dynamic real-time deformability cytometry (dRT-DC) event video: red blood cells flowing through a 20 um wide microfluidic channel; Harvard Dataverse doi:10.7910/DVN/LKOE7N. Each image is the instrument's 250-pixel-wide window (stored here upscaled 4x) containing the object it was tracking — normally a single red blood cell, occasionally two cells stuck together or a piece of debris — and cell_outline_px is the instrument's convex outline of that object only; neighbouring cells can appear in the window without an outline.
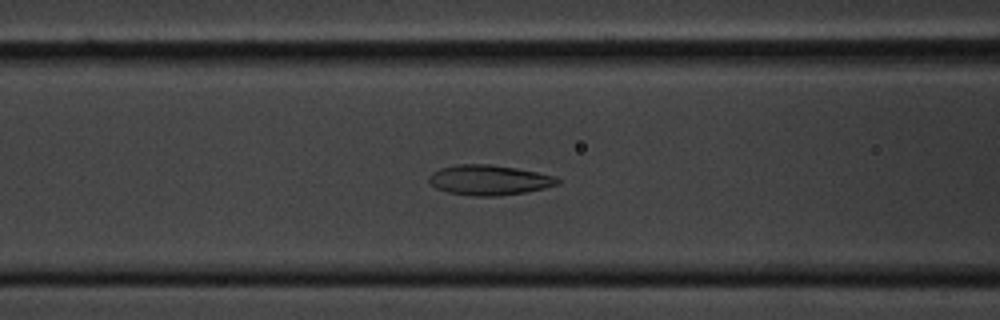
{"species": "common noctule bat (a hibernating species)", "species_latin": "Nyctalus noctula", "temperature_condition": "cold", "stored_images_in_passage": 52, "camera_frame_rate_fps": 3000, "um_per_image_px": 0.085, "animal": {"sex": "male", "body_mass_g": 20.1, "forearm_length_mm": 53.5}, "frame": {"image": 1, "passage_image": 21, "time_ms": 6.667, "image_size_px": [1000, 320], "cell_outline_px": [[560, 184], [544, 188], [524, 192], [496, 196], [472, 196], [448, 192], [436, 188], [428, 180], [428, 176], [432, 172], [440, 168], [460, 164], [488, 164], [516, 168], [556, 176], [560, 180]], "centroid_in_image_um": [41.57, 15.3], "position_along_channel_um": 125.0, "area_um2": 22.48}}
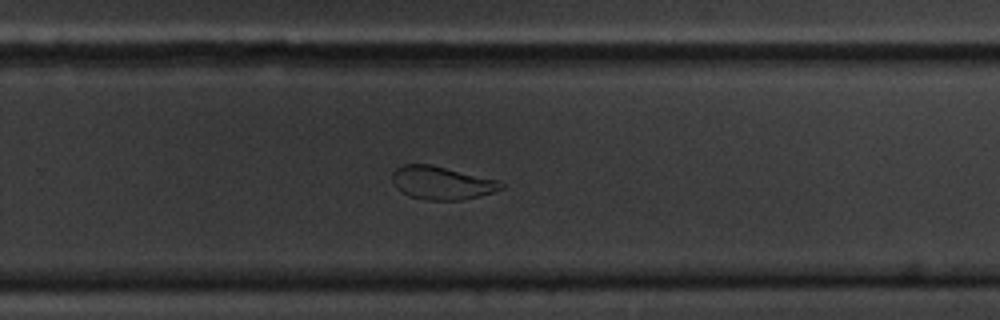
{"frame": {"image": 2, "passage_image": 35, "time_ms": 11.333, "image_size_px": [1000, 320], "cell_outline_px": [[504, 188], [480, 196], [460, 200], [428, 200], [408, 196], [396, 188], [392, 180], [392, 172], [400, 164], [428, 164], [500, 180], [504, 184]], "centroid_in_image_um": [37.53, 15.54], "position_along_channel_um": 292.3, "area_um2": 21.1}}
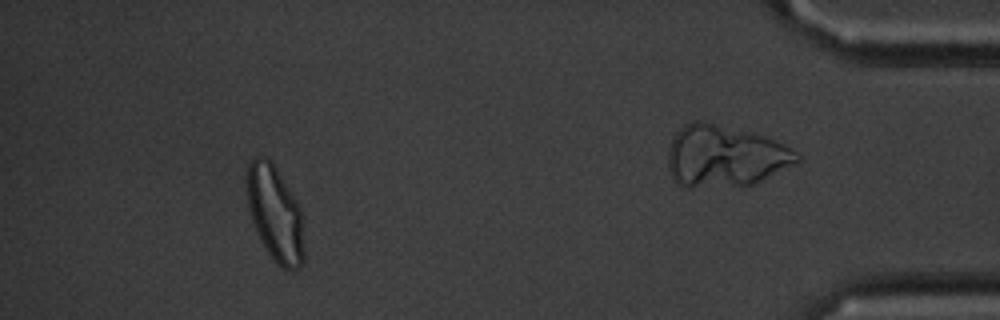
{"frame": {"image": 3, "passage_image": 50, "time_ms": 16.333, "image_size_px": [1000, 320], "cell_outline_px": [[304, 264], [300, 268], [292, 272], [276, 264], [272, 260], [260, 240], [256, 232], [252, 220], [248, 204], [244, 180], [244, 172], [248, 164], [256, 156], [264, 156], [276, 168], [296, 200], [300, 208], [304, 252]], "centroid_in_image_um": [23.35, 18.19], "position_along_channel_um": 411.9, "area_um2": 32.25}}